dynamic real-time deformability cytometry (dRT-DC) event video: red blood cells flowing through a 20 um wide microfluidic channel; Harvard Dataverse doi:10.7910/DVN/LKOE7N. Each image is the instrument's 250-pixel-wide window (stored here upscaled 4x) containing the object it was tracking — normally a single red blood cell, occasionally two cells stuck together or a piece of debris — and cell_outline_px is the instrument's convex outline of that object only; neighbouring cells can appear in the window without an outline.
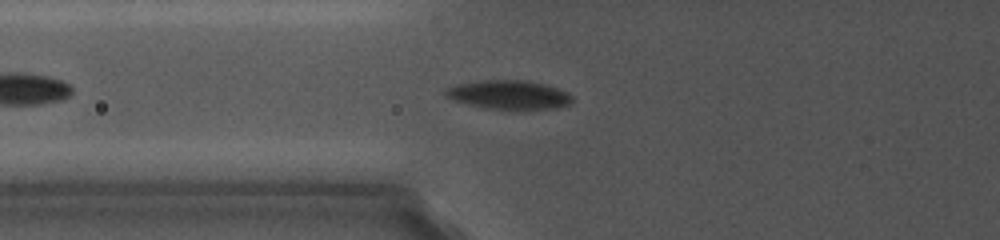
{"species": "common noctule bat (a hibernating species)", "species_latin": "Nyctalus noctula", "temperature_condition": "cold", "stored_images_in_passage": 7, "camera_frame_rate_fps": 5000, "um_per_image_px": 0.085, "animal": {"sex": "female", "body_mass_g": 19.0, "forearm_length_mm": 56.7}, "frame": {"image": 1, "passage_image": 3, "time_ms": 1.8, "image_size_px": [1000, 240], "cell_outline_px": [[572, 100], [568, 104], [544, 108], [496, 108], [472, 104], [456, 100], [448, 96], [444, 92], [448, 88], [460, 84], [488, 80], [520, 80], [540, 84], [556, 88], [564, 92]], "centroid_in_image_um": [43.22, 8.03], "position_along_channel_um": 82.6, "area_um2": 19.65}}